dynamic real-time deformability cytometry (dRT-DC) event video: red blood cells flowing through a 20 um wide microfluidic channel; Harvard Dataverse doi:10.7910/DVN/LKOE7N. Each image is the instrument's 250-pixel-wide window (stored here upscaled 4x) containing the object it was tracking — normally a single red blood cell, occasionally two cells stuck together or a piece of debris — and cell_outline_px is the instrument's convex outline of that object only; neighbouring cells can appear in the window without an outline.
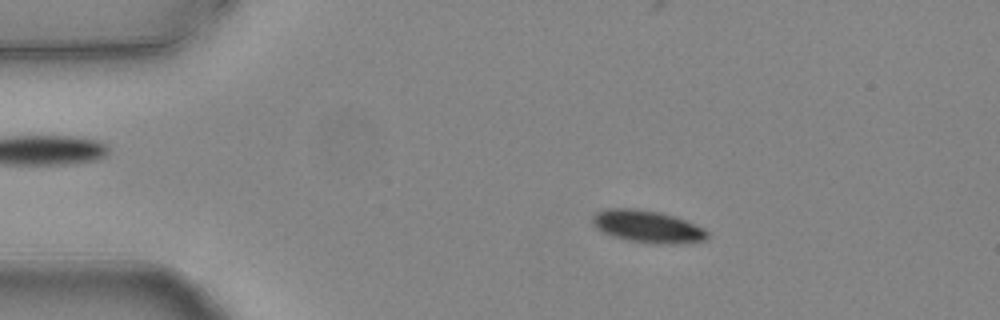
{"species": "common noctule bat (a hibernating species)", "species_latin": "Nyctalus noctula", "temperature_condition": "warm", "stored_images_in_passage": 55, "camera_frame_rate_fps": 3000, "um_per_image_px": 0.085, "animal": {"sex": "female", "body_mass_g": 24.6, "forearm_length_mm": 56.2}, "frame": {"image": 1, "passage_image": 10, "time_ms": 3.0, "image_size_px": [1000, 320], "cell_outline_px": [[708, 236], [704, 240], [672, 244], [652, 244], [628, 240], [612, 236], [596, 228], [592, 224], [592, 216], [596, 212], [608, 208], [632, 208], [660, 212], [684, 220], [704, 228], [708, 232]], "centroid_in_image_um": [55.0, 19.25], "position_along_channel_um": 30.0, "area_um2": 21.5}}
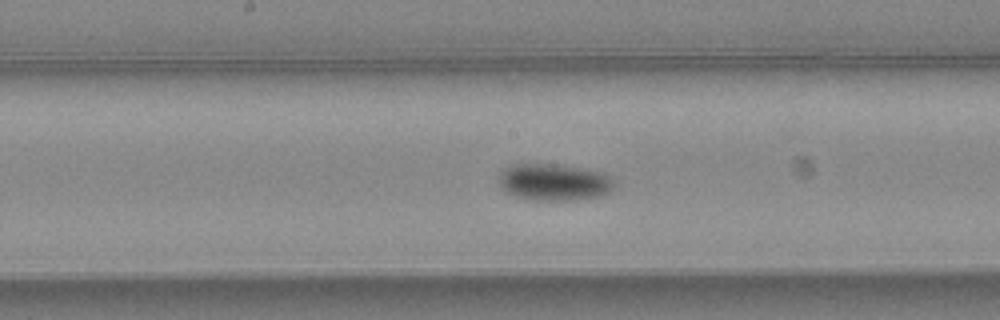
{"frame": {"image": 2, "passage_image": 28, "time_ms": 9.0, "image_size_px": [1000, 320], "cell_outline_px": [[616, 188], [604, 196], [580, 200], [532, 200], [516, 196], [504, 192], [500, 188], [496, 176], [504, 168], [512, 164], [552, 164], [584, 168], [604, 172], [616, 184]], "centroid_in_image_um": [47.09, 15.49], "position_along_channel_um": 201.1, "area_um2": 25.49}}
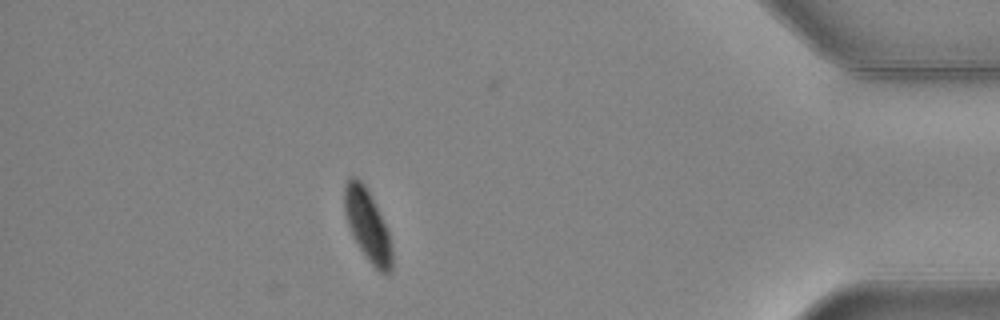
{"frame": {"image": 3, "passage_image": 48, "time_ms": 15.667, "image_size_px": [1000, 320], "cell_outline_px": [[392, 272], [380, 272], [364, 256], [348, 224], [344, 212], [344, 184], [348, 176], [356, 176], [364, 184], [388, 232], [392, 248]], "centroid_in_image_um": [31.21, 19.13], "position_along_channel_um": 404.0, "area_um2": 19.36}, "authors_computed_cell_mechanics": {"area_um2": 21.6172, "velocity_mm_per_s": 3.7698, "shape_relaxation_time_tau1_ms": 3.1222, "shape_relaxation_time_tau2_ms": null, "deformation_change_tau1": 0.118, "deformation_change_tau2": null}}